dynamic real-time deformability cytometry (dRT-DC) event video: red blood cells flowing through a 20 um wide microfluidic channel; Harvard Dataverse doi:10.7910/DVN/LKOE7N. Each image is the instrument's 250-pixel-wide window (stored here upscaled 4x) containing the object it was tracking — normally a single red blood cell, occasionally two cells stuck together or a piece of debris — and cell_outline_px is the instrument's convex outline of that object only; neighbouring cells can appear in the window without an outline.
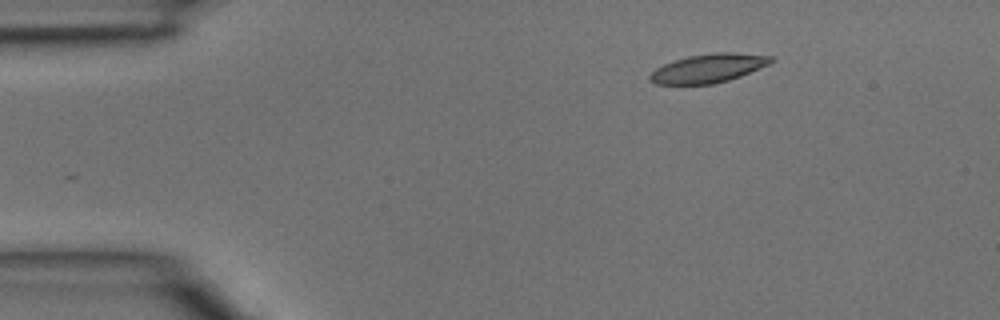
{"species": "common noctule bat (a hibernating species)", "species_latin": "Nyctalus noctula", "temperature_condition": "room temperature", "stored_images_in_passage": 2, "camera_frame_rate_fps": 3000, "um_per_image_px": 0.085, "animal": {"sex": "male", "body_mass_g": 15.6}, "frame": {"image": 1, "passage_image": 1, "time_ms": 0.0, "image_size_px": [1000, 320], "cell_outline_px": [[776, 60], [772, 64], [740, 76], [728, 80], [712, 84], [656, 84], [648, 80], [648, 76], [656, 68], [664, 64], [688, 56], [716, 52], [736, 52], [772, 56]], "centroid_in_image_um": [60.26, 5.79], "position_along_channel_um": 24.7, "area_um2": 20.4}}
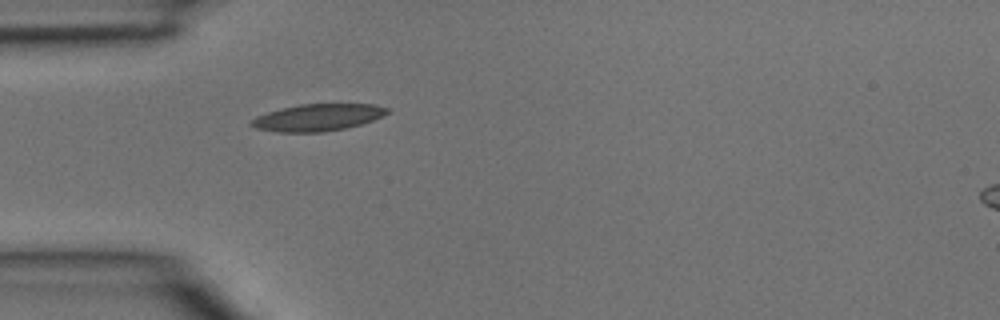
{"frame": {"image": 2, "passage_image": 2, "time_ms": 0.333, "image_size_px": [1000, 320], "cell_outline_px": [[392, 112], [384, 116], [360, 124], [344, 128], [324, 132], [280, 132], [256, 128], [248, 124], [256, 116], [268, 112], [300, 104], [376, 104], [388, 108]], "centroid_in_image_um": [27.05, 9.98], "position_along_channel_um": 58.0, "area_um2": 21.27}}